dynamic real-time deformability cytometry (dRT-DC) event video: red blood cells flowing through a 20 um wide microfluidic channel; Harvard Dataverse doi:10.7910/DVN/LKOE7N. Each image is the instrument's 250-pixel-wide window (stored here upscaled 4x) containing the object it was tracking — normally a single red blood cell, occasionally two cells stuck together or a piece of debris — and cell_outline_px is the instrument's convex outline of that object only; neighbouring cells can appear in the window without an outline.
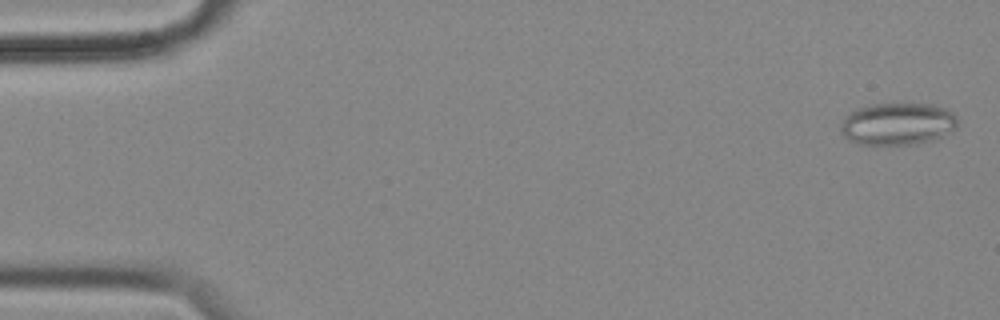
{"species": "common noctule bat (a hibernating species)", "species_latin": "Nyctalus noctula", "temperature_condition": "cold", "stored_images_in_passage": 57, "camera_frame_rate_fps": 3000, "um_per_image_px": 0.085, "animal": {"sex": "female", "body_mass_g": 18.4}, "frame": {"image": 1, "passage_image": 2, "time_ms": 0.333, "image_size_px": [1000, 320], "cell_outline_px": [[956, 128], [932, 140], [916, 144], [856, 144], [848, 140], [840, 132], [840, 128], [844, 116], [848, 112], [856, 108], [872, 104], [936, 104], [952, 112], [956, 116]], "centroid_in_image_um": [76.24, 10.52], "position_along_channel_um": 8.8, "area_um2": 28.84}}
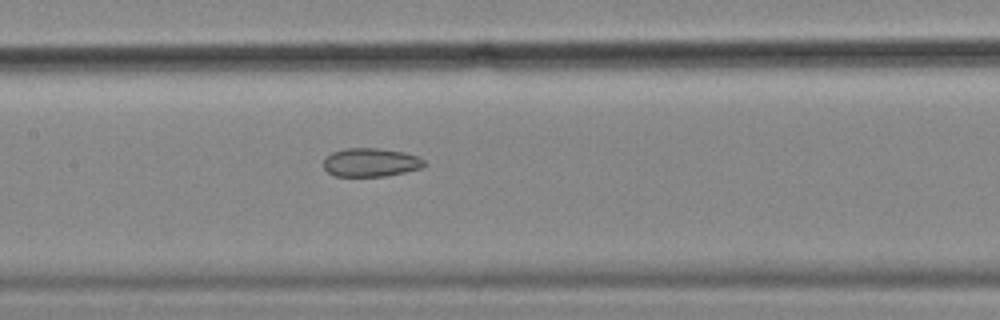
{"frame": {"image": 2, "passage_image": 27, "time_ms": 8.667, "image_size_px": [1000, 320], "cell_outline_px": [[424, 168], [384, 176], [336, 176], [328, 172], [324, 168], [324, 160], [332, 152], [344, 148], [380, 148], [404, 152], [416, 156], [424, 160]], "centroid_in_image_um": [31.51, 13.8], "position_along_channel_um": 175.9, "area_um2": 16.7}}
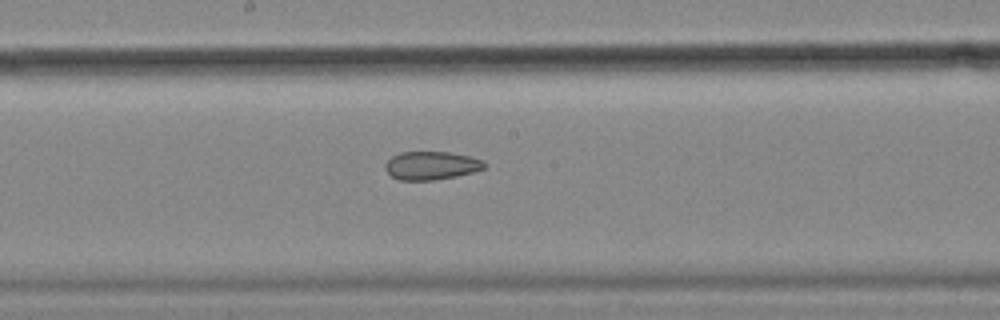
{"frame": {"image": 3, "passage_image": 30, "time_ms": 9.667, "image_size_px": [1000, 320], "cell_outline_px": [[488, 164], [484, 168], [472, 172], [456, 176], [432, 180], [400, 180], [392, 176], [384, 168], [384, 164], [392, 156], [400, 152], [448, 152], [468, 156], [484, 160]], "centroid_in_image_um": [36.66, 14.06], "position_along_channel_um": 211.5, "area_um2": 16.3}}